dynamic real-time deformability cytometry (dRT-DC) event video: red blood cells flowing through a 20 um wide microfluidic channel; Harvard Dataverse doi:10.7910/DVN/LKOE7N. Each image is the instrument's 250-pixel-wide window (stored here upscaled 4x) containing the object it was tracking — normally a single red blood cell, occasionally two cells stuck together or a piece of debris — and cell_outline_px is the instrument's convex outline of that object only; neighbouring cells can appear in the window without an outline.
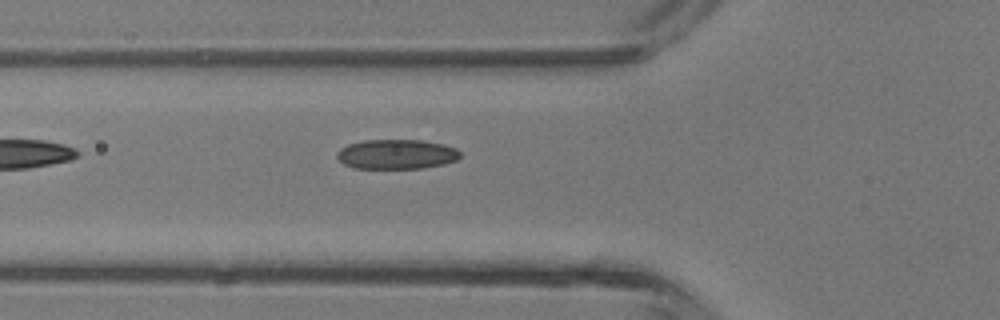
{"species": "common noctule bat (a hibernating species)", "species_latin": "Nyctalus noctula", "temperature_condition": "room temperature", "stored_images_in_passage": 5, "camera_frame_rate_fps": 3000, "um_per_image_px": 0.085, "animal": {"sex": "male", "body_mass_g": 13.3}, "frame": {"image": 1, "passage_image": 5, "time_ms": 4.667, "image_size_px": [1000, 320], "cell_outline_px": [[460, 156], [456, 160], [444, 164], [424, 168], [352, 168], [344, 164], [336, 156], [336, 152], [340, 148], [348, 144], [364, 140], [424, 140], [444, 144], [456, 148], [460, 152]], "centroid_in_image_um": [33.7, 13.1], "position_along_channel_um": 92.1, "area_um2": 21.44}}